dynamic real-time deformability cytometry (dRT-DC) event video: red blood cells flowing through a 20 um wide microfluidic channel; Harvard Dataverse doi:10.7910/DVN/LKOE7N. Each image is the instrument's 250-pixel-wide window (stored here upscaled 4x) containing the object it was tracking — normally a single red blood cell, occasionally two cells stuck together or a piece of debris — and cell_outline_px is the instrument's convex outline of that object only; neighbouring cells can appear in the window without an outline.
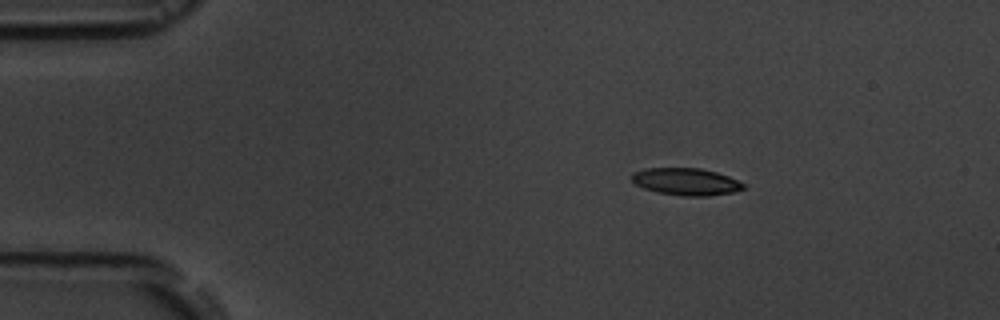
{"species": "common noctule bat (a hibernating species)", "species_latin": "Nyctalus noctula", "temperature_condition": "room temperature", "stored_images_in_passage": 8, "camera_frame_rate_fps": 3000, "um_per_image_px": 0.085, "animal": {"sex": "male", "body_mass_g": 19.5, "forearm_length_mm": 54.6}, "frame": {"image": 1, "passage_image": 2, "time_ms": 1.333, "image_size_px": [1000, 320], "cell_outline_px": [[744, 188], [732, 192], [708, 196], [684, 196], [660, 192], [644, 188], [636, 184], [632, 180], [632, 172], [644, 168], [700, 168], [716, 172], [728, 176], [744, 184]], "centroid_in_image_um": [58.29, 15.43], "position_along_channel_um": 26.7, "area_um2": 17.46}}
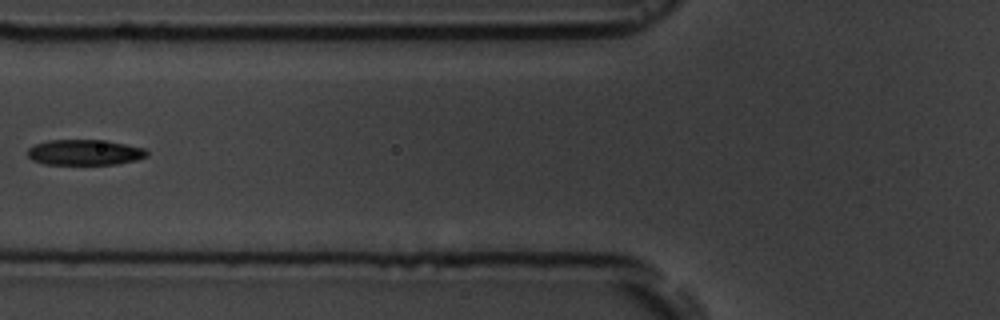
{"frame": {"image": 2, "passage_image": 5, "time_ms": 5.667, "image_size_px": [1000, 320], "cell_outline_px": [[148, 156], [136, 160], [116, 164], [44, 164], [32, 160], [28, 156], [28, 148], [36, 144], [48, 140], [108, 140], [144, 148], [148, 152]], "centroid_in_image_um": [7.21, 12.95], "position_along_channel_um": 118.6, "area_um2": 17.8}}
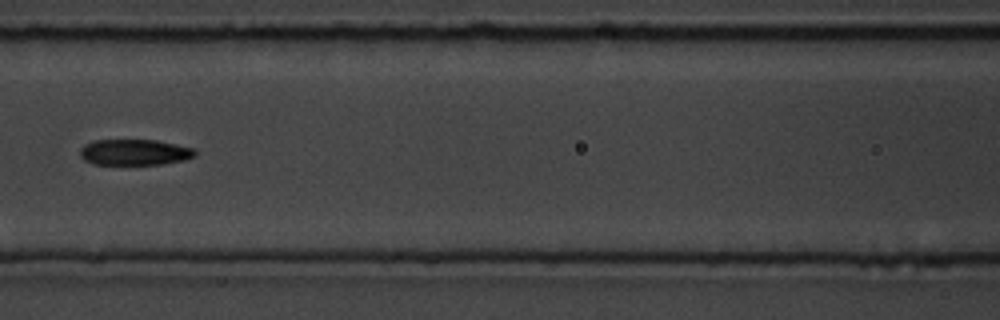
{"frame": {"image": 3, "passage_image": 6, "time_ms": 6.667, "image_size_px": [1000, 320], "cell_outline_px": [[196, 156], [184, 160], [164, 164], [96, 164], [84, 160], [80, 156], [80, 148], [84, 144], [92, 140], [156, 140], [192, 148], [196, 152]], "centroid_in_image_um": [11.41, 12.94], "position_along_channel_um": 155.2, "area_um2": 17.34}}